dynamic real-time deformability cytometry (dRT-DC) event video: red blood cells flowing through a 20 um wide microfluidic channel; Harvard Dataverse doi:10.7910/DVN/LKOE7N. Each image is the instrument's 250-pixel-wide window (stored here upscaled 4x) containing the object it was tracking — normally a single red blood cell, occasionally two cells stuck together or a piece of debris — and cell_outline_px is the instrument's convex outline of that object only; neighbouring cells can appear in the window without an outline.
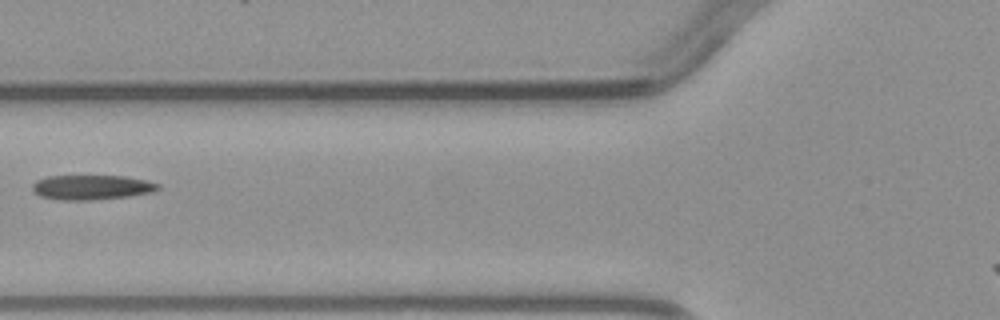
{"species": "common noctule bat (a hibernating species)", "species_latin": "Nyctalus noctula", "temperature_condition": "warm", "stored_images_in_passage": 3, "camera_frame_rate_fps": 3000, "um_per_image_px": 0.085, "animal": {"sex": "male", "body_mass_g": 23.1, "forearm_length_mm": 52.7}, "frame": {"image": 1, "passage_image": 3, "time_ms": 2.333, "image_size_px": [1000, 320], "cell_outline_px": [[160, 188], [152, 192], [128, 196], [92, 200], [64, 200], [40, 196], [32, 192], [32, 184], [36, 180], [48, 176], [124, 176], [144, 180], [160, 184]], "centroid_in_image_um": [7.76, 15.92], "position_along_channel_um": 118.0, "area_um2": 18.03}}